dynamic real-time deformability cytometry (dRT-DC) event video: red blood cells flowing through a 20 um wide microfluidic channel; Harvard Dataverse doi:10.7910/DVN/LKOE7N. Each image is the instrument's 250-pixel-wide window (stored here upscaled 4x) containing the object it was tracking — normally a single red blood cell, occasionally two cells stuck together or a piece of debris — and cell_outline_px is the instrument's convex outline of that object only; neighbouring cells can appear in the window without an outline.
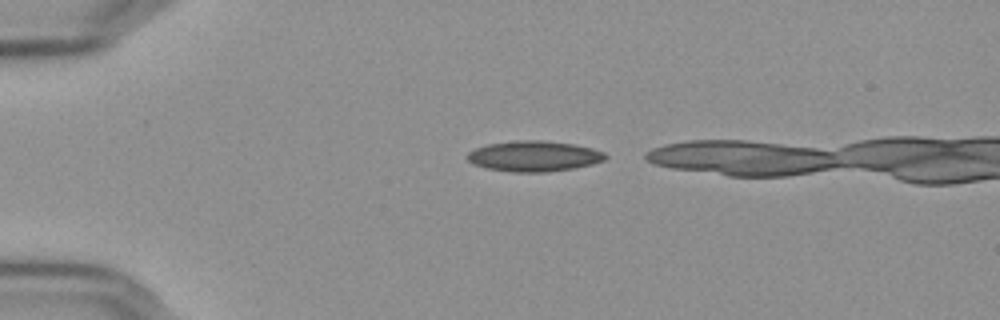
{"species": "Egyptian fruit bat (a non-hibernating species)", "species_latin": "Rousettus aegyptiacus", "temperature_condition": "cold", "stored_images_in_passage": 34, "camera_frame_rate_fps": 3000, "um_per_image_px": 0.085, "frame": {"image": 1, "passage_image": 1, "time_ms": 0.0, "image_size_px": [1000, 320], "cell_outline_px": [[608, 156], [604, 160], [592, 164], [572, 168], [544, 172], [516, 172], [488, 168], [476, 164], [468, 160], [468, 152], [476, 148], [488, 144], [512, 140], [544, 140], [572, 144], [592, 148], [604, 152]], "centroid_in_image_um": [45.41, 13.26], "position_along_channel_um": 39.6, "area_um2": 24.33}}
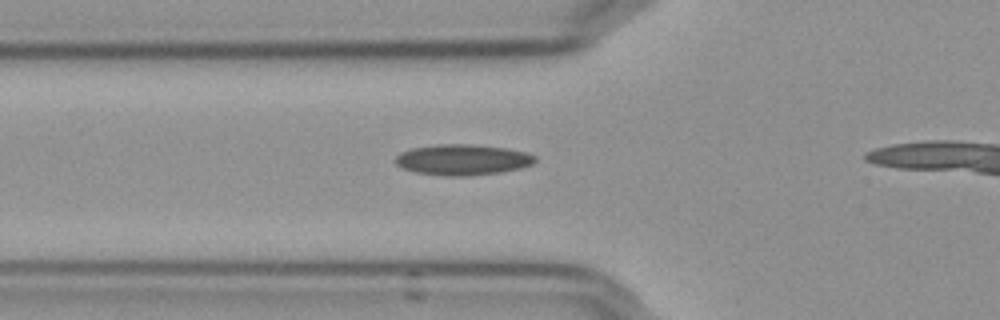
{"frame": {"image": 2, "passage_image": 8, "time_ms": 2.333, "image_size_px": [1000, 320], "cell_outline_px": [[536, 160], [532, 164], [520, 168], [500, 172], [464, 176], [444, 176], [416, 172], [404, 168], [396, 164], [396, 156], [400, 152], [412, 148], [436, 144], [468, 144], [508, 148], [524, 152], [536, 156]], "centroid_in_image_um": [39.31, 13.57], "position_along_channel_um": 86.5, "area_um2": 24.91}}
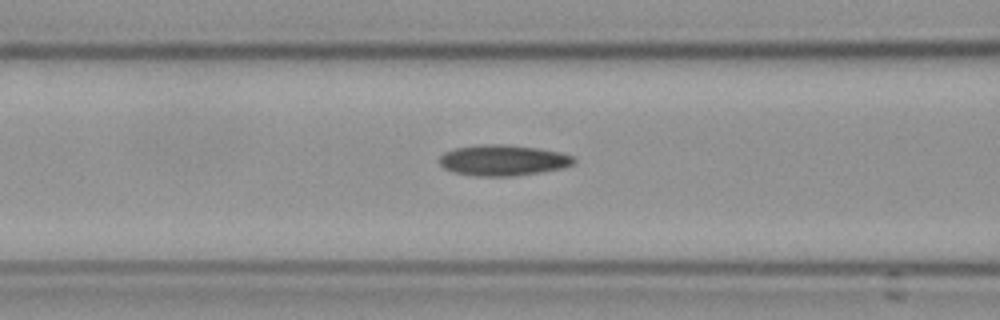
{"frame": {"image": 3, "passage_image": 11, "time_ms": 3.333, "image_size_px": [1000, 320], "cell_outline_px": [[576, 160], [572, 164], [560, 168], [512, 176], [476, 176], [452, 172], [444, 168], [440, 164], [440, 156], [444, 152], [456, 148], [476, 144], [508, 144], [540, 148], [560, 152], [572, 156]], "centroid_in_image_um": [42.71, 13.6], "position_along_channel_um": 123.9, "area_um2": 24.1}}